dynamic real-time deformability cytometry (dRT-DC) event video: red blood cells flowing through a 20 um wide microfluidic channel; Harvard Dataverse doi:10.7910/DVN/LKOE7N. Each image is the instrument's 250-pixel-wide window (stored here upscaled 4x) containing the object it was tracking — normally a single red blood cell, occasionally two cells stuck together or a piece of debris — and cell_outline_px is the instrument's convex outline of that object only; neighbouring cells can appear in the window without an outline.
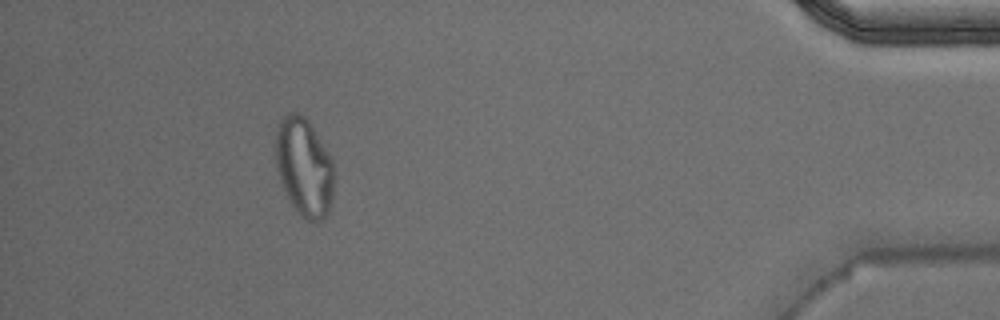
{"species": "Egyptian fruit bat (a non-hibernating species)", "species_latin": "Rousettus aegyptiacus", "temperature_condition": "warm", "stored_images_in_passage": 37, "camera_frame_rate_fps": 3000, "um_per_image_px": 0.085, "animal": {"sex": "male"}, "frame": {"image": 1, "passage_image": 32, "time_ms": 10.333, "image_size_px": [1000, 320], "cell_outline_px": [[332, 200], [328, 212], [320, 220], [308, 220], [292, 204], [280, 180], [276, 168], [276, 132], [284, 116], [288, 112], [300, 112], [308, 120], [332, 156]], "centroid_in_image_um": [25.85, 14.14], "position_along_channel_um": 409.3, "area_um2": 32.89}}